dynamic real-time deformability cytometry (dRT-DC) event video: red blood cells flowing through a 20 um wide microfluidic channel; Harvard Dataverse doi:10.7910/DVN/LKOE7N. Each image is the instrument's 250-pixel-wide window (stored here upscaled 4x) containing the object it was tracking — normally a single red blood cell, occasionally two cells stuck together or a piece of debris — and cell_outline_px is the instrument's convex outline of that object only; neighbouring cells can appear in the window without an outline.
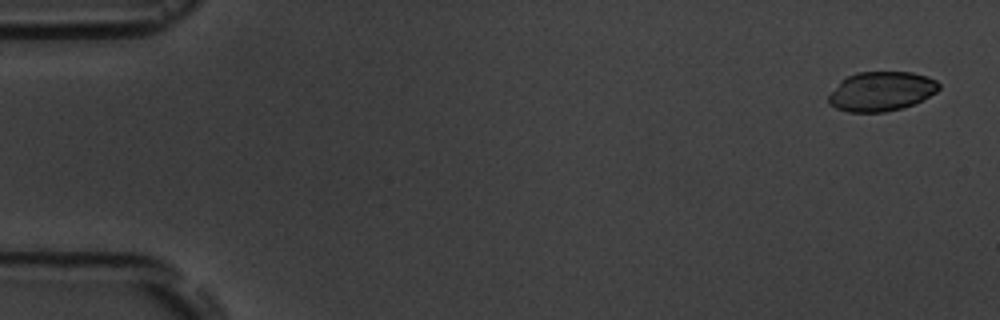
{"species": "common noctule bat (a hibernating species)", "species_latin": "Nyctalus noctula", "temperature_condition": "room temperature", "stored_images_in_passage": 5, "camera_frame_rate_fps": 3000, "um_per_image_px": 0.085, "animal": {"sex": "male", "body_mass_g": 19.5, "forearm_length_mm": 54.6}, "frame": {"image": 1, "passage_image": 1, "time_ms": 0.0, "image_size_px": [1000, 320], "cell_outline_px": [[940, 88], [936, 92], [904, 108], [884, 112], [848, 112], [836, 108], [828, 104], [828, 96], [840, 80], [856, 72], [912, 72], [928, 76], [936, 80], [940, 84]], "centroid_in_image_um": [74.89, 7.76], "position_along_channel_um": 10.1, "area_um2": 25.43}}
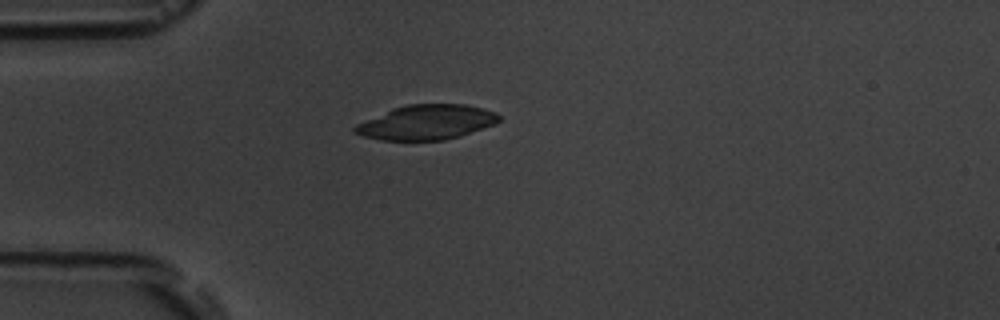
{"frame": {"image": 2, "passage_image": 5, "time_ms": 4.333, "image_size_px": [1000, 320], "cell_outline_px": [[500, 120], [496, 124], [460, 136], [444, 140], [380, 140], [364, 136], [352, 132], [352, 128], [356, 124], [392, 108], [408, 104], [464, 104], [484, 108], [496, 112], [500, 116]], "centroid_in_image_um": [36.26, 10.39], "position_along_channel_um": 48.7, "area_um2": 29.3}}